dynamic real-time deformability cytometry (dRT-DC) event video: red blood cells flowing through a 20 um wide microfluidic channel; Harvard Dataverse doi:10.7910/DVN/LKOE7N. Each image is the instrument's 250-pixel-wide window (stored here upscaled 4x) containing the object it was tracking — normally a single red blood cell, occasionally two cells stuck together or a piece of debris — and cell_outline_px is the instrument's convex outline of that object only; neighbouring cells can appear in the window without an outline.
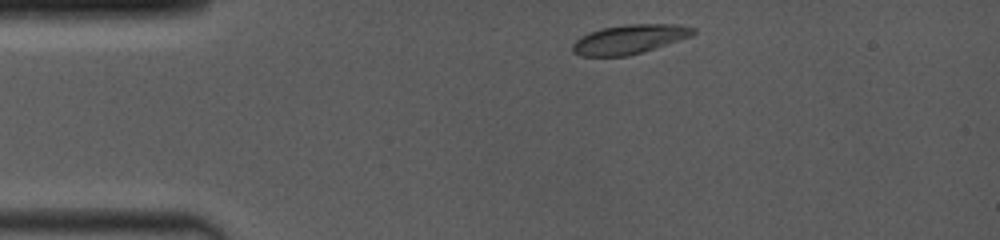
{"species": "common noctule bat (a hibernating species)", "species_latin": "Nyctalus noctula", "temperature_condition": "room temperature", "stored_images_in_passage": 12, "camera_frame_rate_fps": 4000, "um_per_image_px": 0.085, "animal": {"sex": "female", "body_mass_g": 19.0, "forearm_length_mm": 53.3}, "frame": {"image": 1, "passage_image": 1, "time_ms": 0.0, "image_size_px": [1000, 240], "cell_outline_px": [[696, 32], [688, 36], [628, 56], [580, 56], [572, 52], [572, 44], [580, 36], [604, 28], [624, 24], [680, 24], [696, 28]], "centroid_in_image_um": [53.44, 3.33], "position_along_channel_um": 31.6, "area_um2": 20.11}}
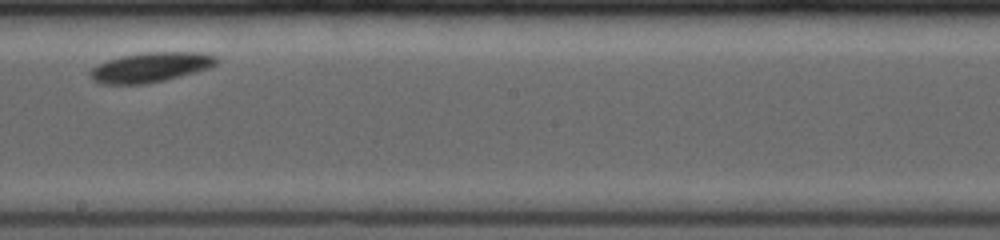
{"frame": {"image": 2, "passage_image": 8, "time_ms": 7.75, "image_size_px": [1000, 240], "cell_outline_px": [[220, 60], [216, 64], [208, 68], [164, 80], [144, 84], [100, 84], [92, 80], [88, 76], [92, 68], [108, 60], [124, 56], [148, 52], [204, 52], [216, 56]], "centroid_in_image_um": [12.8, 5.72], "position_along_channel_um": 235.4, "area_um2": 21.73}}
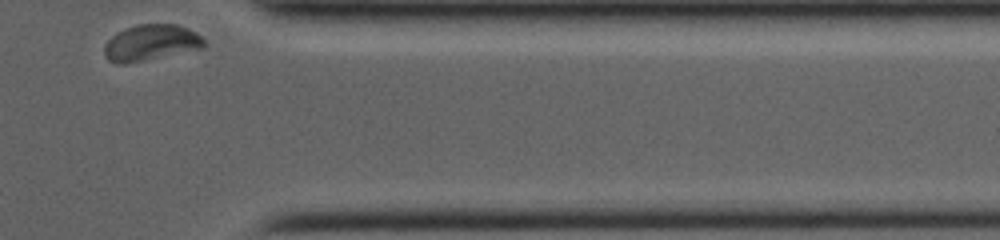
{"frame": {"image": 3, "passage_image": 12, "time_ms": 12.25, "image_size_px": [1000, 240], "cell_outline_px": [[204, 48], [124, 64], [120, 64], [108, 60], [104, 56], [104, 44], [116, 32], [124, 28], [136, 24], [176, 24], [188, 28], [196, 32], [204, 40]], "centroid_in_image_um": [12.8, 3.61], "position_along_channel_um": 398.6, "area_um2": 20.98}}